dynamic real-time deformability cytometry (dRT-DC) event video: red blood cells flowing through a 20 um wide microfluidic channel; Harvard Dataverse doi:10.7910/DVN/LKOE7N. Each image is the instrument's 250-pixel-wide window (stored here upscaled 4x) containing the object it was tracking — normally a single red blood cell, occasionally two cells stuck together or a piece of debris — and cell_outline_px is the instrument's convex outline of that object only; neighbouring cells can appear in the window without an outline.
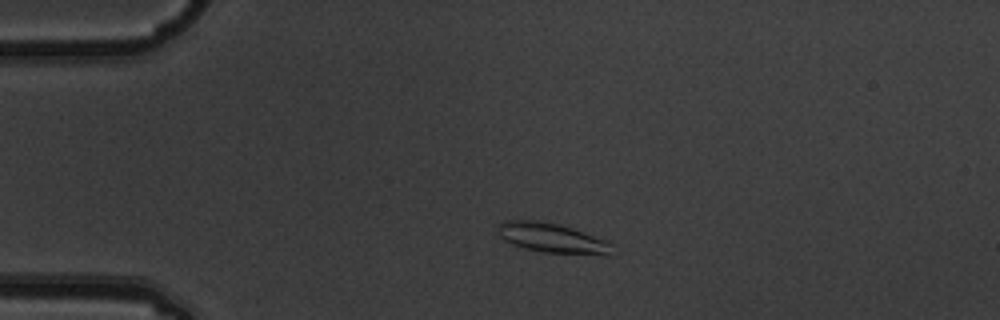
{"species": "common noctule bat (a hibernating species)", "species_latin": "Nyctalus noctula", "temperature_condition": "warm", "stored_images_in_passage": 2, "camera_frame_rate_fps": 3000, "um_per_image_px": 0.085, "animal": {"sex": "male", "body_mass_g": 19.5, "forearm_length_mm": 54.6}, "frame": {"image": 1, "passage_image": 1, "time_ms": 0.0, "image_size_px": [1000, 320], "cell_outline_px": [[616, 244], [608, 256], [544, 252], [524, 248], [512, 244], [504, 240], [500, 236], [500, 224], [508, 220], [536, 220], [556, 224], [572, 228], [608, 240]], "centroid_in_image_um": [47.04, 20.26], "position_along_channel_um": 38.0, "area_um2": 19.83}}